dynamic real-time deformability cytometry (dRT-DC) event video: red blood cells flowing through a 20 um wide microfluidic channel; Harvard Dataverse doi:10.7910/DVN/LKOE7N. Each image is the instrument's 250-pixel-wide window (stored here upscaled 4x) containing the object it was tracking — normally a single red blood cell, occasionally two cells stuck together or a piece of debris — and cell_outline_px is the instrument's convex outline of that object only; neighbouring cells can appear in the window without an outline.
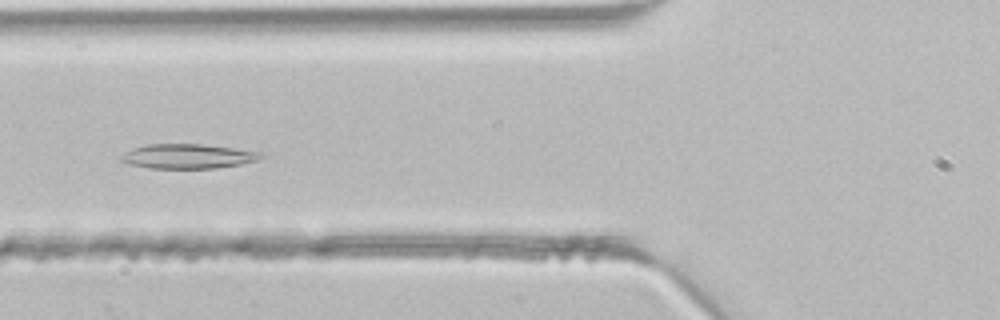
{"species": "common noctule bat (a hibernating species)", "species_latin": "Nyctalus noctula", "temperature_condition": "room temperature", "stored_images_in_passage": 41, "camera_frame_rate_fps": 3000, "um_per_image_px": 0.085, "animal": {"sex": "male", "body_mass_g": 21.5, "forearm_length_mm": 52.0}, "frame": {"image": 1, "passage_image": 15, "time_ms": 4.667, "image_size_px": [1000, 320], "cell_outline_px": [[264, 156], [260, 160], [240, 164], [216, 168], [148, 168], [128, 164], [120, 160], [120, 156], [132, 148], [148, 144], [200, 144], [232, 148], [260, 152]], "centroid_in_image_um": [15.95, 13.29], "position_along_channel_um": 109.9, "area_um2": 19.94}}
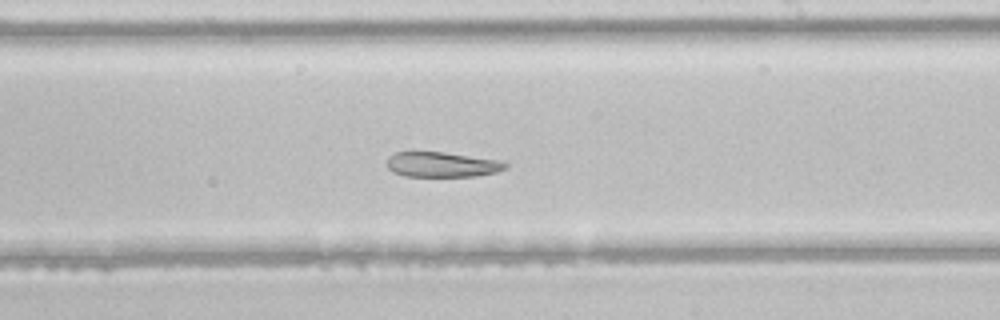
{"frame": {"image": 2, "passage_image": 24, "time_ms": 7.667, "image_size_px": [1000, 320], "cell_outline_px": [[508, 168], [496, 172], [476, 176], [404, 176], [392, 172], [384, 164], [388, 156], [396, 152], [444, 152], [504, 160], [508, 164]], "centroid_in_image_um": [37.58, 13.98], "position_along_channel_um": 251.4, "area_um2": 17.69}}
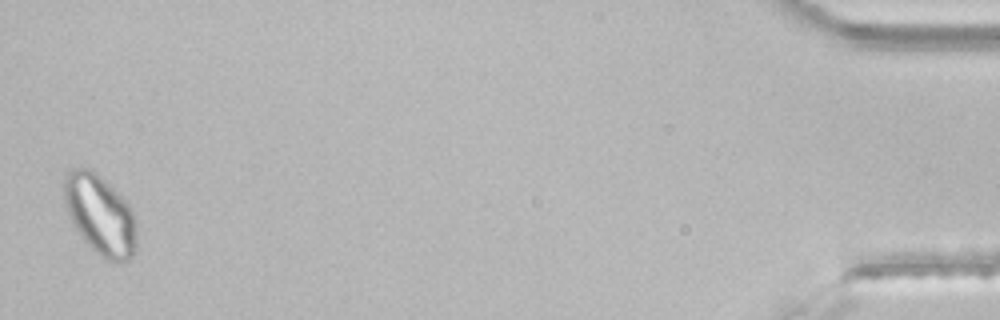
{"frame": {"image": 3, "passage_image": 41, "time_ms": 13.333, "image_size_px": [1000, 320], "cell_outline_px": [[136, 248], [132, 256], [128, 260], [120, 264], [112, 264], [104, 260], [80, 236], [68, 216], [64, 204], [60, 184], [64, 172], [68, 168], [88, 168], [96, 172], [132, 208], [136, 220]], "centroid_in_image_um": [8.46, 18.26], "position_along_channel_um": 426.7, "area_um2": 34.8}}